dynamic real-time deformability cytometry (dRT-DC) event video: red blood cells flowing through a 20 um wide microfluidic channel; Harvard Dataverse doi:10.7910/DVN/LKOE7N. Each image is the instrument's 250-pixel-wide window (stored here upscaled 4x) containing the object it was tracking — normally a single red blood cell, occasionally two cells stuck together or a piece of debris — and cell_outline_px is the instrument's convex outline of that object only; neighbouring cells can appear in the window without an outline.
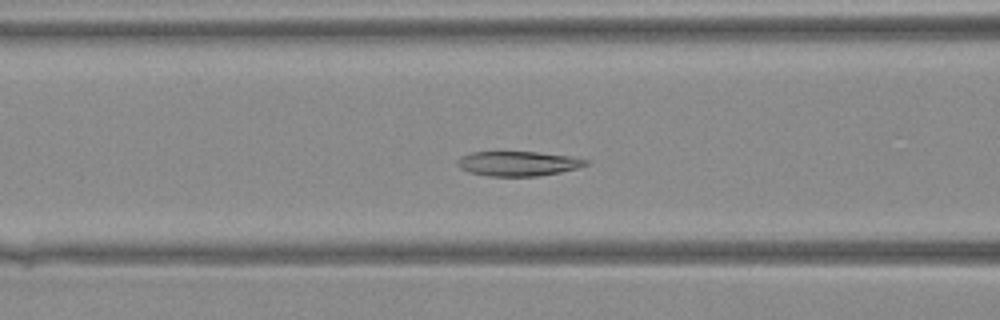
{"species": "Egyptian fruit bat (a non-hibernating species)", "species_latin": "Rousettus aegyptiacus", "temperature_condition": "warm", "stored_images_in_passage": 42, "camera_frame_rate_fps": 3000, "um_per_image_px": 0.085, "animal": {"sex": "female"}, "frame": {"image": 1, "passage_image": 18, "time_ms": 5.667, "image_size_px": [1000, 320], "cell_outline_px": [[588, 164], [576, 168], [560, 172], [540, 176], [488, 176], [468, 172], [460, 168], [456, 164], [456, 160], [460, 156], [472, 152], [536, 152], [568, 156], [588, 160]], "centroid_in_image_um": [43.97, 13.91], "position_along_channel_um": 122.6, "area_um2": 18.44}}
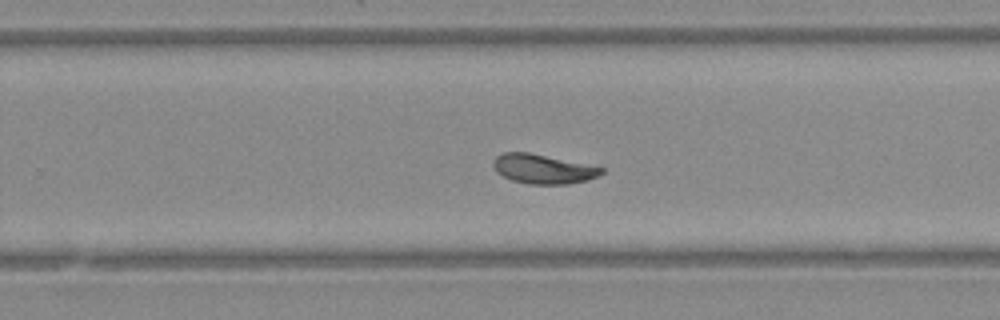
{"frame": {"image": 2, "passage_image": 28, "time_ms": 9.0, "image_size_px": [1000, 320], "cell_outline_px": [[604, 172], [600, 176], [588, 180], [568, 184], [528, 184], [512, 180], [496, 172], [492, 164], [492, 160], [496, 156], [504, 152], [528, 152], [604, 168]], "centroid_in_image_um": [46.14, 14.37], "position_along_channel_um": 283.7, "area_um2": 18.5}}
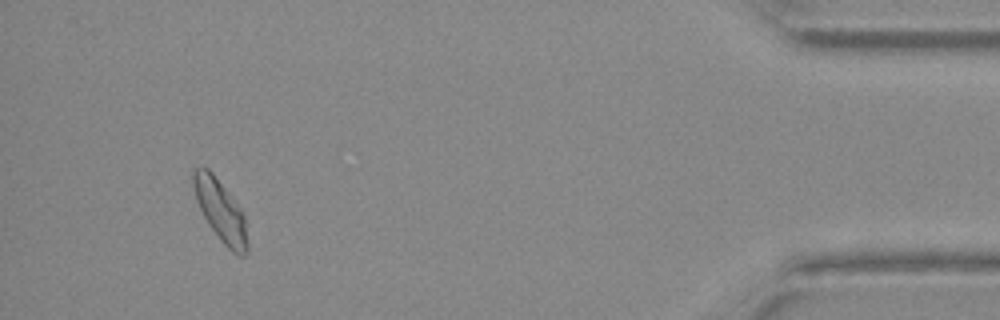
{"frame": {"image": 3, "passage_image": 40, "time_ms": 13.0, "image_size_px": [1000, 320], "cell_outline_px": [[248, 252], [244, 256], [240, 256], [232, 252], [220, 240], [208, 224], [196, 200], [192, 184], [192, 168], [208, 168], [212, 172], [228, 192], [240, 208], [244, 216], [248, 244]], "centroid_in_image_um": [18.73, 17.92], "position_along_channel_um": 416.5, "area_um2": 19.31}}